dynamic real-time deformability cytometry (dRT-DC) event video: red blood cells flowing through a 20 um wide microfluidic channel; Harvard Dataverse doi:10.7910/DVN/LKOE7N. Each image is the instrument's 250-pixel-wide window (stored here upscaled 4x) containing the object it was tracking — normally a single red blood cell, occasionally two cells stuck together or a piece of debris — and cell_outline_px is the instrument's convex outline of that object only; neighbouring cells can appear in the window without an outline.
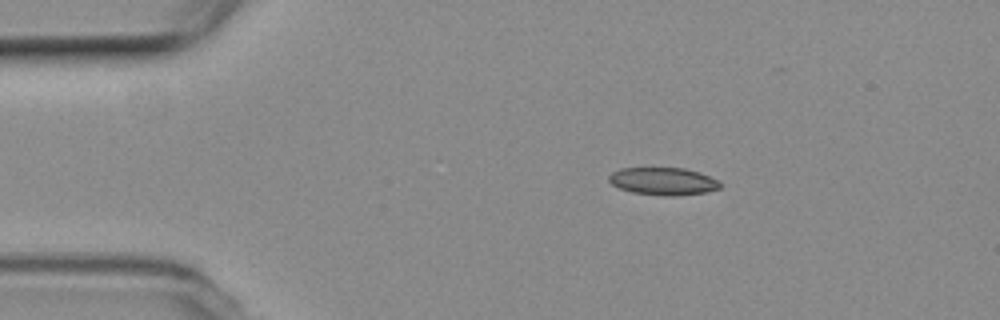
{"species": "common noctule bat (a hibernating species)", "species_latin": "Nyctalus noctula", "temperature_condition": "room temperature", "stored_images_in_passage": 53, "camera_frame_rate_fps": 3000, "um_per_image_px": 0.085, "animal": {"sex": "female", "body_mass_g": 19.3, "forearm_length_mm": 54.1}, "frame": {"image": 1, "passage_image": 9, "time_ms": 2.667, "image_size_px": [1000, 320], "cell_outline_px": [[720, 188], [704, 192], [672, 196], [668, 196], [632, 192], [620, 188], [612, 184], [608, 180], [608, 176], [612, 172], [620, 168], [684, 168], [708, 176], [716, 180], [720, 184]], "centroid_in_image_um": [56.31, 15.4], "position_along_channel_um": 28.7, "area_um2": 17.51}}
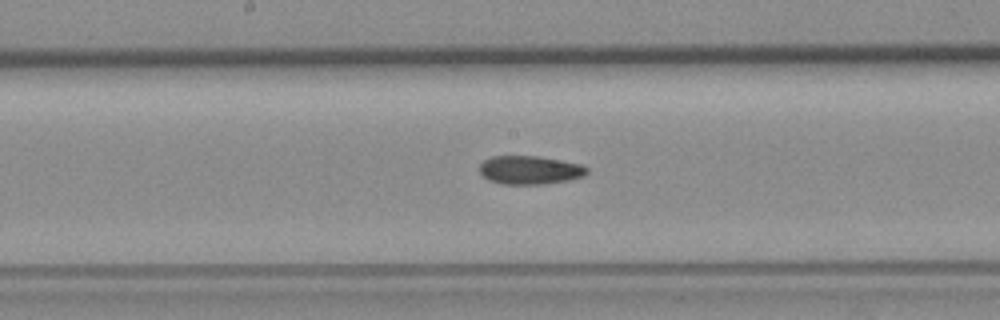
{"frame": {"image": 2, "passage_image": 27, "time_ms": 8.667, "image_size_px": [1000, 320], "cell_outline_px": [[588, 172], [584, 176], [568, 180], [544, 184], [500, 184], [488, 180], [480, 172], [480, 164], [484, 160], [492, 156], [540, 156], [580, 164], [588, 168]], "centroid_in_image_um": [45.03, 14.45], "position_along_channel_um": 203.2, "area_um2": 17.86}}
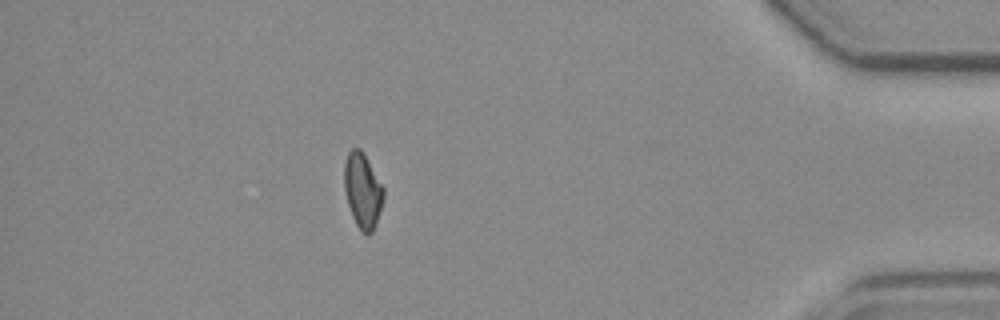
{"frame": {"image": 3, "passage_image": 47, "time_ms": 15.333, "image_size_px": [1000, 320], "cell_outline_px": [[384, 196], [376, 224], [372, 232], [368, 236], [360, 232], [352, 216], [348, 204], [344, 188], [344, 164], [348, 152], [352, 148], [360, 148], [364, 152], [384, 188]], "centroid_in_image_um": [30.82, 16.2], "position_along_channel_um": 404.4, "area_um2": 17.34}, "authors_computed_cell_mechanics": {"area_um2": 17.629, "velocity_mm_per_s": 3.797, "shape_relaxation_time_tau1_ms": null, "shape_relaxation_time_tau2_ms": 4.2683, "deformation_change_tau1": null, "deformation_change_tau2": 0.1116}}